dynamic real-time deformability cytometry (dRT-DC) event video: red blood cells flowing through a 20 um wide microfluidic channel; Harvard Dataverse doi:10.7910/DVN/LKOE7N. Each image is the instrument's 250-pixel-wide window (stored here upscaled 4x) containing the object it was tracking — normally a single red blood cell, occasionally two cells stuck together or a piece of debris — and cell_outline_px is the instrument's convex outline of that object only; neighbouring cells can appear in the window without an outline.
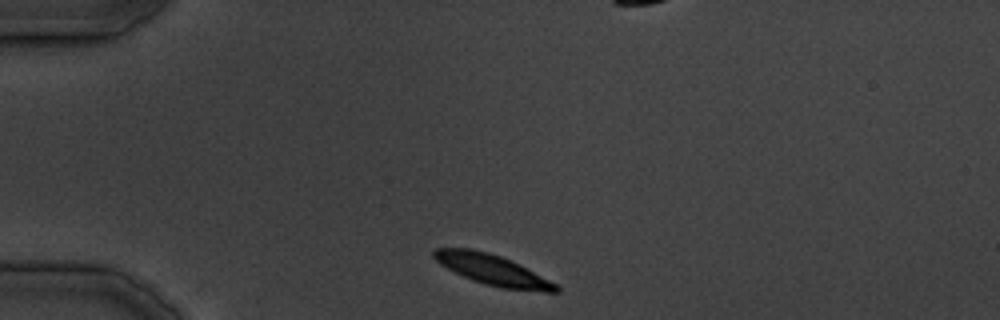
{"species": "common noctule bat (a hibernating species)", "species_latin": "Nyctalus noctula", "temperature_condition": "cold", "stored_images_in_passage": 30, "camera_frame_rate_fps": 3000, "um_per_image_px": 0.085, "animal": {"sex": "male", "body_mass_g": 19.5, "forearm_length_mm": 54.6}, "frame": {"image": 1, "passage_image": 1, "time_ms": 0.0, "image_size_px": [1000, 320], "cell_outline_px": [[560, 292], [544, 292], [500, 288], [484, 284], [472, 280], [440, 264], [432, 256], [432, 252], [436, 248], [472, 248], [488, 252], [500, 256], [520, 264], [556, 284], [560, 288]], "centroid_in_image_um": [41.87, 22.94], "position_along_channel_um": 43.1, "area_um2": 21.62}}